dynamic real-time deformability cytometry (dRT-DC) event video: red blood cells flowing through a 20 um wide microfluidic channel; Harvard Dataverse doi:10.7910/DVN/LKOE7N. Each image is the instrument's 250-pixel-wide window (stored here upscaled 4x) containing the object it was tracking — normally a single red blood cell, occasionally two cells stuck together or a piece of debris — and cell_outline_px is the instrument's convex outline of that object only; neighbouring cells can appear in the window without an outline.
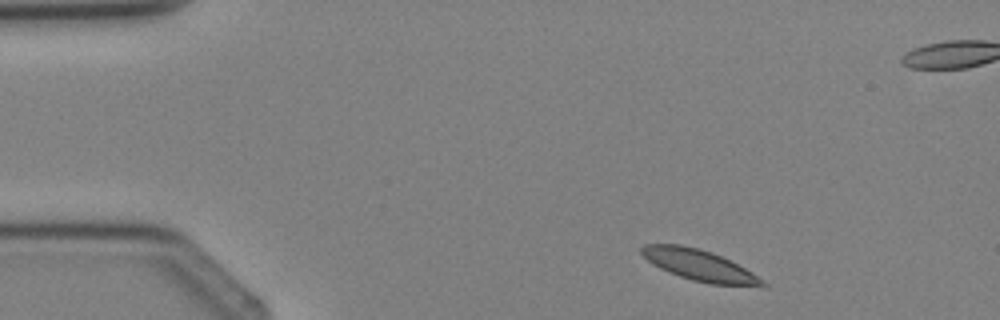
{"species": "Egyptian fruit bat (a non-hibernating species)", "species_latin": "Rousettus aegyptiacus", "temperature_condition": "cold", "stored_images_in_passage": 3, "camera_frame_rate_fps": 3000, "um_per_image_px": 0.085, "animal": {"sex": "female"}, "frame": {"image": 1, "passage_image": 1, "time_ms": 0.0, "image_size_px": [1000, 320], "cell_outline_px": [[768, 284], [764, 288], [708, 284], [692, 280], [668, 272], [652, 264], [640, 252], [640, 248], [644, 244], [680, 244], [700, 248], [712, 252], [752, 272], [764, 280]], "centroid_in_image_um": [59.5, 22.57], "position_along_channel_um": 25.5, "area_um2": 22.2}}